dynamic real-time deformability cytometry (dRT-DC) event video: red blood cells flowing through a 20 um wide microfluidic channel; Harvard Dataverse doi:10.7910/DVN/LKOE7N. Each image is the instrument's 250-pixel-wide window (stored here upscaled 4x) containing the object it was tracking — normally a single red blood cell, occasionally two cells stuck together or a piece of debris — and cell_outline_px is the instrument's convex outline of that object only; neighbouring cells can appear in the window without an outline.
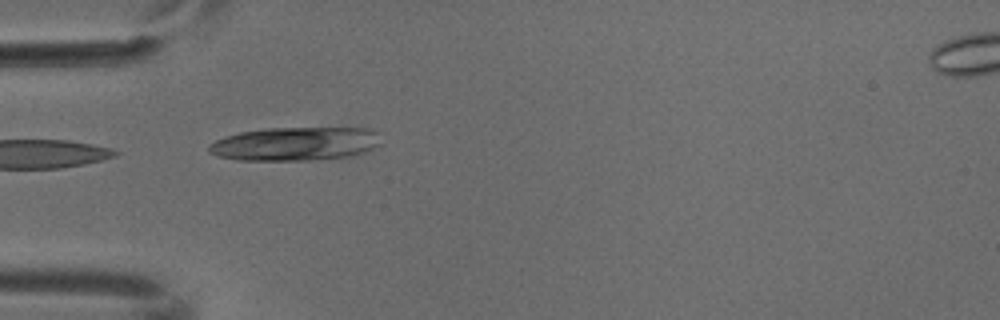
{"species": "common noctule bat (a hibernating species)", "species_latin": "Nyctalus noctula", "temperature_condition": "cold", "stored_images_in_passage": 6, "camera_frame_rate_fps": 3000, "um_per_image_px": 0.085, "animal": {"sex": "male", "body_mass_g": 18.8}, "frame": {"image": 1, "passage_image": 3, "time_ms": 0.667, "image_size_px": [1000, 320], "cell_outline_px": [[380, 144], [376, 148], [352, 156], [312, 160], [236, 160], [216, 156], [208, 152], [208, 144], [224, 136], [240, 132], [264, 128], [372, 128], [376, 132]], "centroid_in_image_um": [25.06, 12.23], "position_along_channel_um": 59.9, "area_um2": 33.99}}
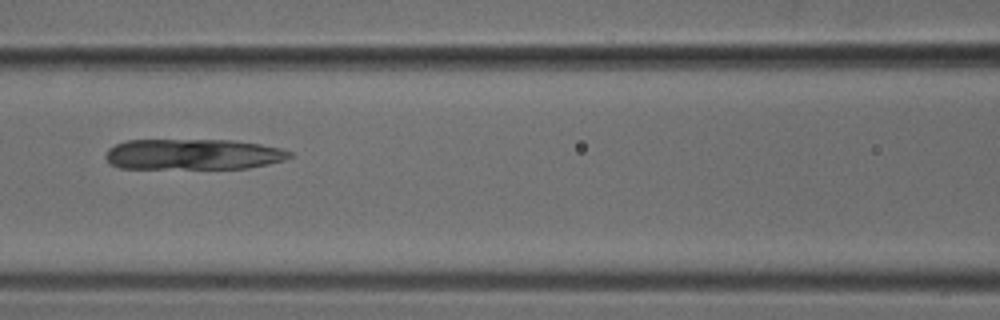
{"frame": {"image": 2, "passage_image": 5, "time_ms": 1.333, "image_size_px": [1000, 320], "cell_outline_px": [[292, 156], [284, 160], [268, 164], [248, 168], [120, 168], [108, 164], [104, 156], [108, 148], [116, 144], [128, 140], [232, 140], [260, 144], [284, 148], [292, 152]], "centroid_in_image_um": [16.41, 13.11], "position_along_channel_um": 150.2, "area_um2": 33.18}}
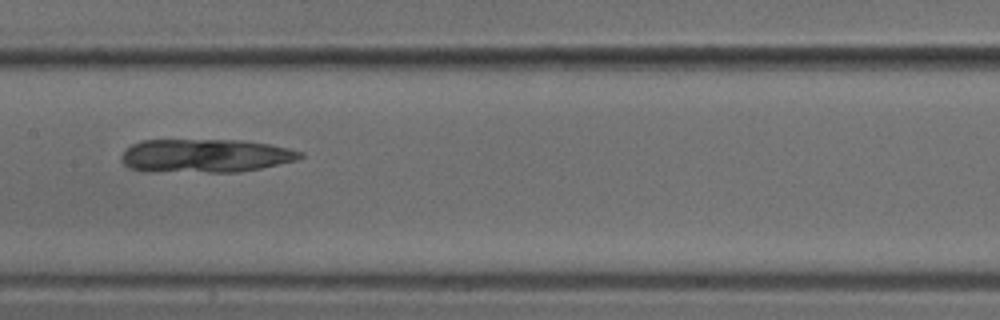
{"frame": {"image": 3, "passage_image": 6, "time_ms": 1.667, "image_size_px": [1000, 320], "cell_outline_px": [[304, 156], [296, 160], [260, 168], [240, 172], [148, 172], [128, 168], [120, 160], [120, 156], [132, 144], [140, 140], [240, 140], [268, 144], [288, 148], [304, 152]], "centroid_in_image_um": [17.41, 13.25], "position_along_channel_um": 190.0, "area_um2": 35.2}}